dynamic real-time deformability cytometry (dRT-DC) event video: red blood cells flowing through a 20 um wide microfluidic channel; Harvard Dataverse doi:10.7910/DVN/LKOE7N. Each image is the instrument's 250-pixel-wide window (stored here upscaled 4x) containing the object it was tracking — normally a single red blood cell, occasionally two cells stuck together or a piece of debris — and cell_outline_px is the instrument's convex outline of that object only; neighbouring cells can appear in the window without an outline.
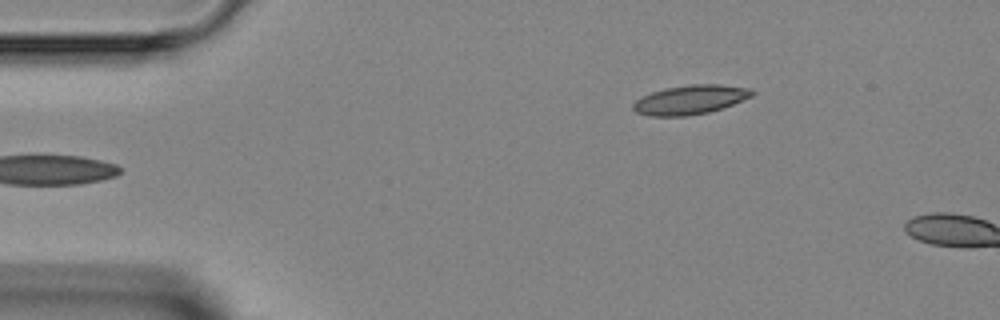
{"species": "Egyptian fruit bat (a non-hibernating species)", "species_latin": "Rousettus aegyptiacus", "temperature_condition": "room temperature", "stored_images_in_passage": 2, "camera_frame_rate_fps": 3000, "um_per_image_px": 0.085, "animal": {"sex": "female"}, "frame": {"image": 1, "passage_image": 2, "time_ms": 1.0, "image_size_px": [1000, 320], "cell_outline_px": [[756, 92], [752, 96], [732, 104], [708, 112], [684, 116], [652, 116], [636, 112], [632, 108], [632, 104], [640, 96], [664, 88], [692, 84], [720, 84], [752, 88]], "centroid_in_image_um": [58.66, 8.46], "position_along_channel_um": 26.3, "area_um2": 20.23}}